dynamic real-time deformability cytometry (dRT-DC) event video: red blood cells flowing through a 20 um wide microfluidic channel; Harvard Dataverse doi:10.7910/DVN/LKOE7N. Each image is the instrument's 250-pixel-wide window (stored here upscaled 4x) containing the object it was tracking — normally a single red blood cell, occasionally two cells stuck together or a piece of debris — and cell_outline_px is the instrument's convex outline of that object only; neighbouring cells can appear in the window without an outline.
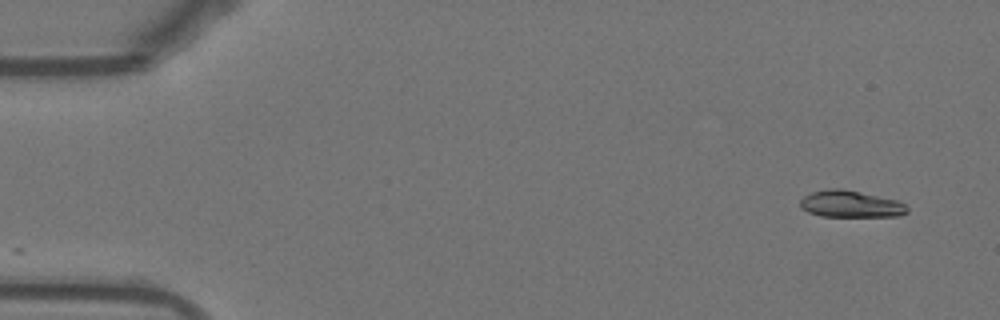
{"species": "Egyptian fruit bat (a non-hibernating species)", "species_latin": "Rousettus aegyptiacus", "temperature_condition": "warm", "stored_images_in_passage": 5, "camera_frame_rate_fps": 3000, "um_per_image_px": 0.085, "animal": {"sex": "female"}, "frame": {"image": 1, "passage_image": 1, "time_ms": 0.0, "image_size_px": [1000, 320], "cell_outline_px": [[908, 212], [900, 216], [820, 216], [808, 212], [800, 208], [800, 200], [804, 196], [812, 192], [828, 188], [840, 188], [860, 192], [896, 200], [904, 204], [908, 208]], "centroid_in_image_um": [72.27, 17.34], "position_along_channel_um": 12.7, "area_um2": 16.65}}